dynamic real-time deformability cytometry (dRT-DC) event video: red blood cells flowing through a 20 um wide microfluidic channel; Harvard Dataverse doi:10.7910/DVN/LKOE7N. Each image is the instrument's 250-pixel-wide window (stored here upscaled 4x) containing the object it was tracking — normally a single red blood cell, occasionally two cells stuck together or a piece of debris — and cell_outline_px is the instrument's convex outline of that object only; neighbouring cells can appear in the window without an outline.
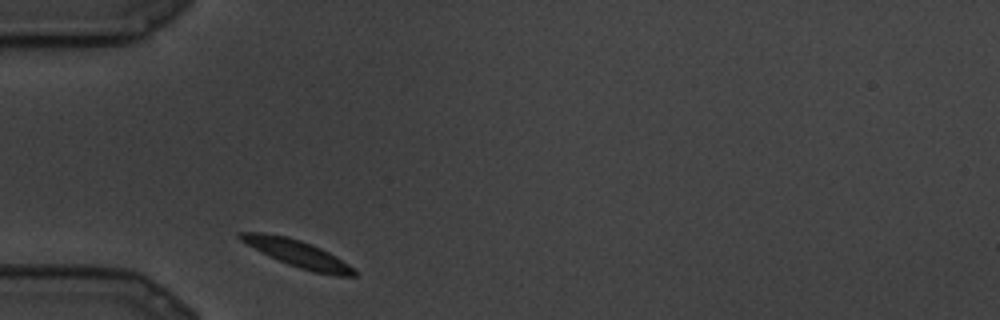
{"species": "common noctule bat (a hibernating species)", "species_latin": "Nyctalus noctula", "temperature_condition": "cold", "stored_images_in_passage": 5, "camera_frame_rate_fps": 3000, "um_per_image_px": 0.085, "animal": {"sex": "male", "body_mass_g": 19.5, "forearm_length_mm": 54.6}, "frame": {"image": 1, "passage_image": 1, "time_ms": 0.0, "image_size_px": [1000, 320], "cell_outline_px": [[356, 276], [336, 276], [312, 272], [288, 264], [268, 256], [240, 240], [236, 236], [240, 232], [264, 232], [284, 236], [300, 240], [312, 244], [328, 252], [348, 264], [356, 272]], "centroid_in_image_um": [25.26, 21.55], "position_along_channel_um": 59.7, "area_um2": 17.74}}
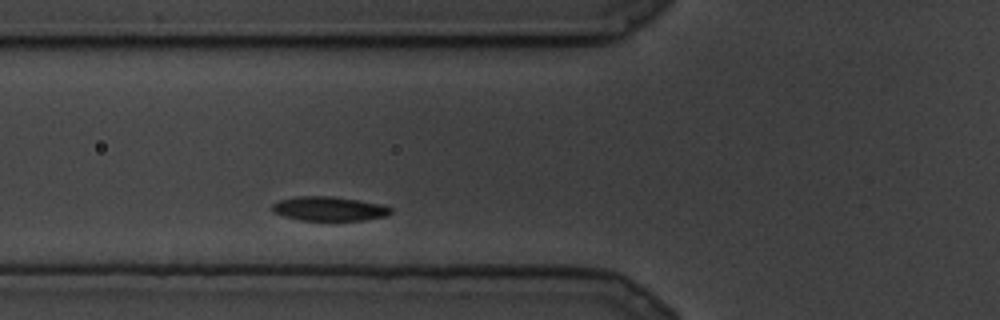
{"frame": {"image": 2, "passage_image": 3, "time_ms": 0.667, "image_size_px": [1000, 320], "cell_outline_px": [[392, 212], [384, 216], [364, 220], [300, 220], [284, 216], [272, 212], [272, 204], [280, 200], [296, 196], [332, 196], [360, 200], [384, 204], [392, 208]], "centroid_in_image_um": [27.98, 17.73], "position_along_channel_um": 97.8, "area_um2": 16.82}}
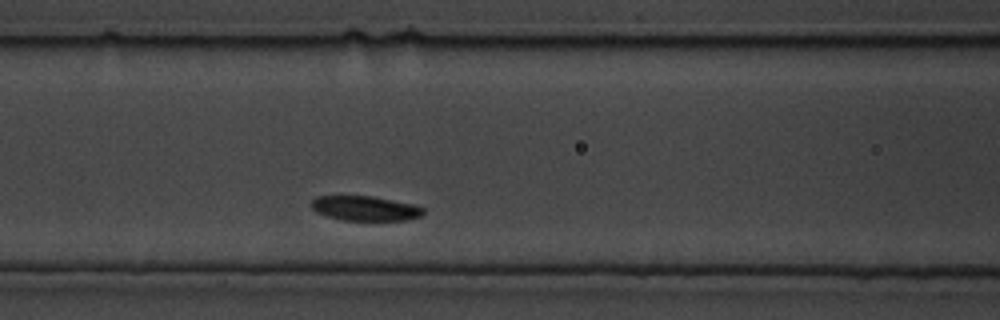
{"frame": {"image": 3, "passage_image": 5, "time_ms": 1.333, "image_size_px": [1000, 320], "cell_outline_px": [[424, 212], [420, 216], [408, 220], [340, 220], [316, 212], [312, 208], [312, 200], [316, 196], [372, 196], [412, 204], [424, 208]], "centroid_in_image_um": [31.03, 17.71], "position_along_channel_um": 135.6, "area_um2": 16.01}}